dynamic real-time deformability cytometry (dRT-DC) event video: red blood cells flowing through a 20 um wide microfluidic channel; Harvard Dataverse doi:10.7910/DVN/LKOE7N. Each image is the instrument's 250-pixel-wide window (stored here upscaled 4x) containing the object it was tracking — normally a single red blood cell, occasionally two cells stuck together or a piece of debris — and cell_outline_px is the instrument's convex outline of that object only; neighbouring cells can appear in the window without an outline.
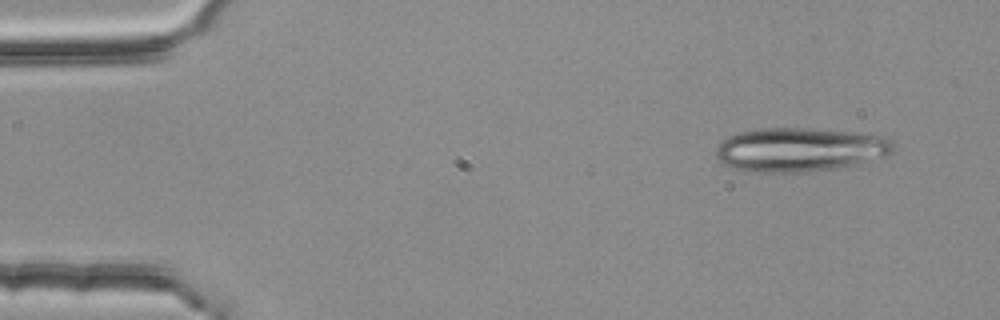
{"species": "common noctule bat (a hibernating species)", "species_latin": "Nyctalus noctula", "temperature_condition": "room temperature", "stored_images_in_passage": 4, "camera_frame_rate_fps": 3000, "um_per_image_px": 0.085, "animal": {"sex": "female", "body_mass_g": 25.1}, "frame": {"image": 1, "passage_image": 1, "time_ms": 0.0, "image_size_px": [1000, 320], "cell_outline_px": [[896, 152], [888, 156], [856, 164], [836, 168], [804, 172], [748, 172], [732, 168], [724, 164], [716, 156], [716, 148], [728, 136], [740, 132], [764, 128], [804, 128], [860, 132], [888, 136], [896, 144]], "centroid_in_image_um": [68.08, 12.71], "position_along_channel_um": 16.9, "area_um2": 46.01}}